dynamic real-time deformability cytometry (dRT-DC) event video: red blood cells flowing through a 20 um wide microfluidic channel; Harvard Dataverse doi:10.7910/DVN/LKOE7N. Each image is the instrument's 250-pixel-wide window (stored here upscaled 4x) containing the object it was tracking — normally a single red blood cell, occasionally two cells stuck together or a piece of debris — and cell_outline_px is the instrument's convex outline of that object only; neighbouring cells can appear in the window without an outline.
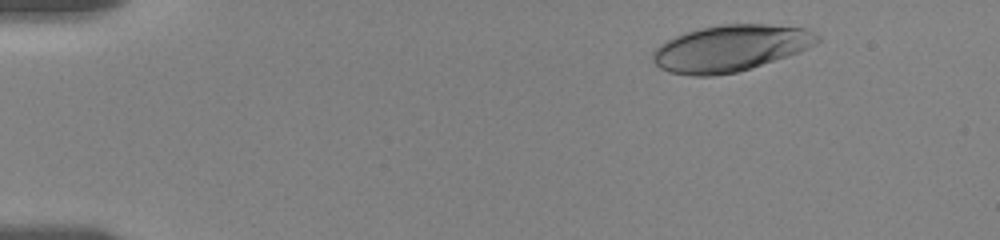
{"species": "human", "species_latin": "Homo sapiens", "temperature_condition": "room temperature", "stored_images_in_passage": 9, "camera_frame_rate_fps": 3000, "um_per_image_px": 0.085, "donor": {"sex": "female"}, "frame": {"image": 1, "passage_image": 2, "time_ms": 1.0, "image_size_px": [1000, 240], "cell_outline_px": [[820, 40], [816, 44], [800, 52], [736, 72], [712, 76], [692, 76], [668, 72], [660, 68], [652, 60], [652, 52], [660, 44], [676, 36], [700, 28], [720, 24], [768, 24], [808, 28], [816, 32], [820, 36]], "centroid_in_image_um": [62.11, 4.09], "position_along_channel_um": 22.9, "area_um2": 44.56}}
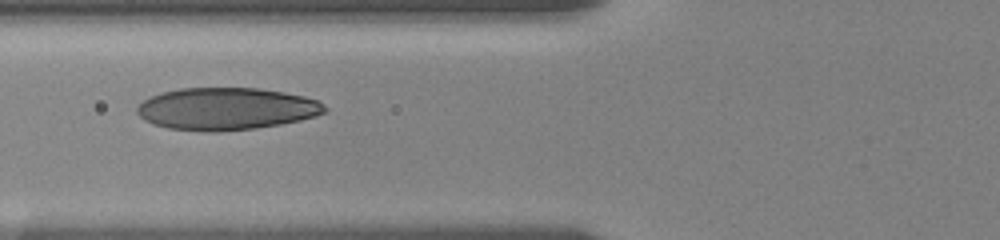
{"frame": {"image": 2, "passage_image": 7, "time_ms": 6.0, "image_size_px": [1000, 240], "cell_outline_px": [[328, 108], [324, 112], [316, 116], [300, 120], [280, 124], [256, 128], [220, 132], [204, 132], [168, 128], [152, 124], [144, 120], [136, 112], [136, 108], [144, 100], [152, 96], [164, 92], [180, 88], [256, 88], [284, 92], [304, 96], [316, 100], [324, 104]], "centroid_in_image_um": [19.23, 9.26], "position_along_channel_um": 106.6, "area_um2": 46.3}}
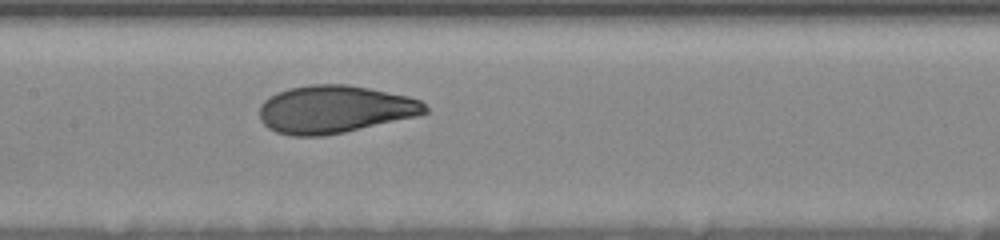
{"frame": {"image": 3, "passage_image": 9, "time_ms": 8.0, "image_size_px": [1000, 240], "cell_outline_px": [[428, 112], [416, 116], [344, 132], [324, 136], [292, 136], [276, 132], [268, 128], [260, 120], [260, 104], [264, 100], [276, 92], [288, 88], [308, 84], [348, 84], [408, 96], [420, 100], [428, 108]], "centroid_in_image_um": [28.41, 9.28], "position_along_channel_um": 179.0, "area_um2": 46.07}}